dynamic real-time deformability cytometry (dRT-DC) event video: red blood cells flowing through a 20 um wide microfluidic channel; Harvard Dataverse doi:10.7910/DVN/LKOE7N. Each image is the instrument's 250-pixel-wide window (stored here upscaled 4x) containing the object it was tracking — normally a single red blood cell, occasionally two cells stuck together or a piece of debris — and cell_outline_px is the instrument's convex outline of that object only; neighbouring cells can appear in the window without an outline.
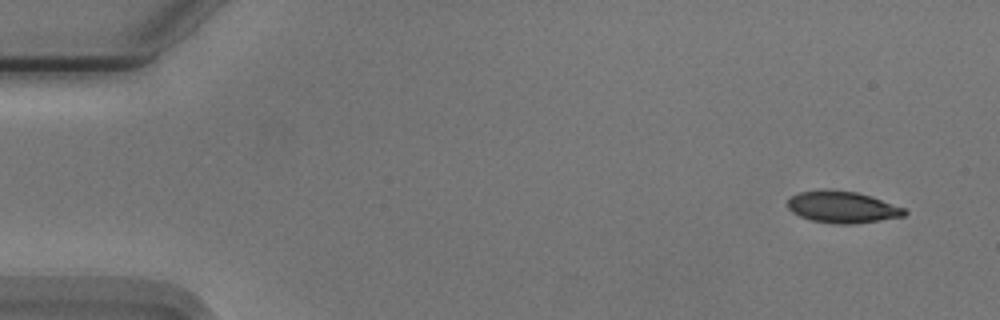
{"species": "Egyptian fruit bat (a non-hibernating species)", "species_latin": "Rousettus aegyptiacus", "temperature_condition": "cold", "stored_images_in_passage": 15, "camera_frame_rate_fps": 3000, "um_per_image_px": 0.085, "animal": {"sex": "male"}, "frame": {"image": 1, "passage_image": 1, "time_ms": 0.0, "image_size_px": [1000, 320], "cell_outline_px": [[908, 212], [904, 216], [856, 224], [836, 224], [812, 220], [800, 216], [792, 212], [784, 204], [792, 196], [800, 192], [856, 192], [872, 196], [904, 208]], "centroid_in_image_um": [71.63, 17.64], "position_along_channel_um": 13.4, "area_um2": 20.98}}
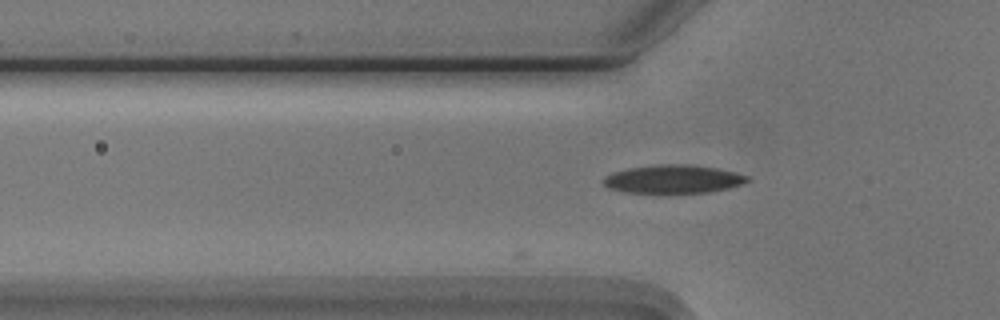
{"frame": {"image": 2, "passage_image": 15, "time_ms": 4.667, "image_size_px": [1000, 320], "cell_outline_px": [[752, 180], [744, 184], [712, 192], [668, 196], [660, 196], [624, 192], [608, 188], [600, 180], [604, 176], [612, 172], [628, 168], [660, 164], [692, 164], [716, 168], [736, 172], [748, 176]], "centroid_in_image_um": [57.2, 15.28], "position_along_channel_um": 68.6, "area_um2": 25.32}}